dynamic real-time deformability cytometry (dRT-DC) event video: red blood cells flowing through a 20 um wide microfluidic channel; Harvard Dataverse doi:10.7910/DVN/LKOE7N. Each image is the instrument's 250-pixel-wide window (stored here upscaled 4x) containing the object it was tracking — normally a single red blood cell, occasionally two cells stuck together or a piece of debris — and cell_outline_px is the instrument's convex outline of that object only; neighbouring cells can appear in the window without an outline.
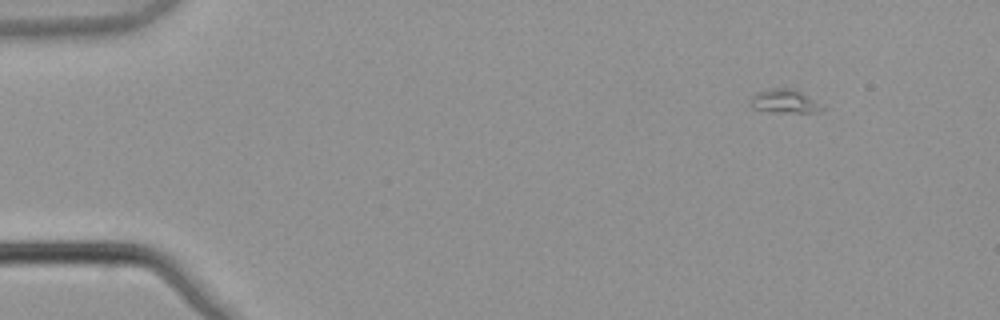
{"species": "common noctule bat (a hibernating species)", "species_latin": "Nyctalus noctula", "temperature_condition": "warm", "stored_images_in_passage": 5, "camera_frame_rate_fps": 3000, "um_per_image_px": 0.085, "animal": {"sex": "male", "body_mass_g": 21.5, "forearm_length_mm": 52.0}, "frame": {"image": 1, "passage_image": 2, "time_ms": 0.333, "image_size_px": [1000, 320], "cell_outline_px": [[828, 108], [816, 112], [772, 112], [752, 108], [748, 104], [752, 96], [756, 92], [772, 88], [796, 88]], "centroid_in_image_um": [66.7, 8.6], "position_along_channel_um": 18.3, "area_um2": 10.17}}